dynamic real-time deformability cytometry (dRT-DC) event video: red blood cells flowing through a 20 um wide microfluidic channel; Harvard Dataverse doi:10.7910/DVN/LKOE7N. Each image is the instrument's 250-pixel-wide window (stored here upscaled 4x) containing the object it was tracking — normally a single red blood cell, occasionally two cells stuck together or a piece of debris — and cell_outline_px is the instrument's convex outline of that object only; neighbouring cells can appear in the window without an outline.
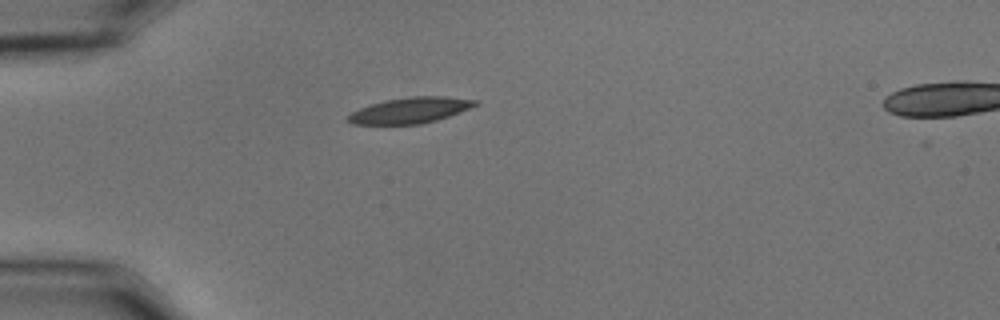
{"species": "common noctule bat (a hibernating species)", "species_latin": "Nyctalus noctula", "temperature_condition": "cold", "stored_images_in_passage": 41, "camera_frame_rate_fps": 3000, "um_per_image_px": 0.085, "animal": {"sex": "male", "body_mass_g": 15.6}, "frame": {"image": 1, "passage_image": 1, "time_ms": 0.0, "image_size_px": [1000, 320], "cell_outline_px": [[480, 104], [448, 116], [436, 120], [420, 124], [352, 124], [344, 120], [352, 112], [360, 108], [384, 100], [408, 96], [444, 96], [480, 100]], "centroid_in_image_um": [34.88, 9.36], "position_along_channel_um": 50.1, "area_um2": 19.19}}
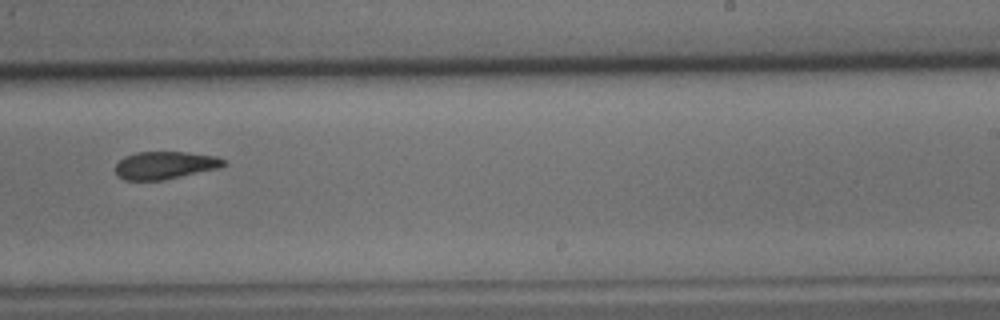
{"frame": {"image": 2, "passage_image": 21, "time_ms": 6.667, "image_size_px": [1000, 320], "cell_outline_px": [[228, 164], [220, 168], [164, 180], [124, 180], [116, 176], [116, 164], [124, 156], [136, 152], [188, 152], [216, 156], [228, 160]], "centroid_in_image_um": [14.07, 14.04], "position_along_channel_um": 274.9, "area_um2": 17.74}}
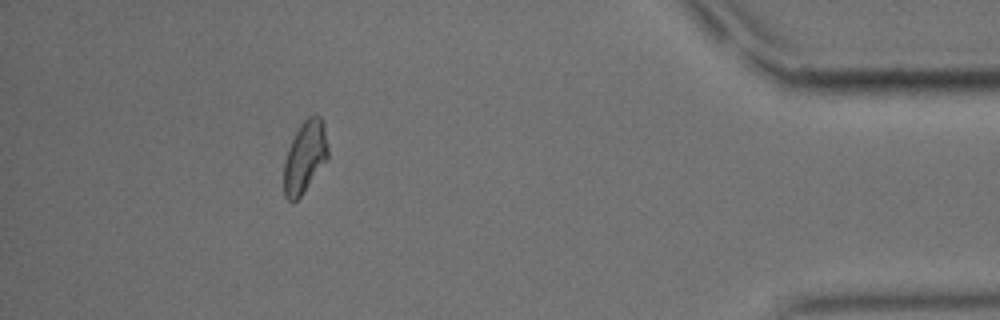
{"frame": {"image": 3, "passage_image": 36, "time_ms": 11.667, "image_size_px": [1000, 320], "cell_outline_px": [[328, 160], [300, 196], [296, 200], [288, 200], [284, 196], [284, 160], [288, 148], [300, 124], [308, 116], [316, 112], [320, 116], [324, 124], [328, 148]], "centroid_in_image_um": [25.93, 13.3], "position_along_channel_um": 409.3, "area_um2": 18.55}, "authors_computed_cell_mechanics": {"area_um2": 18.6694, "velocity_mm_per_s": 3.6081, "shape_relaxation_time_tau1_ms": 6.3694, "shape_relaxation_time_tau2_ms": 3.767, "deformation_change_tau1": 0.1588, "deformation_change_tau2": 0.0945}}